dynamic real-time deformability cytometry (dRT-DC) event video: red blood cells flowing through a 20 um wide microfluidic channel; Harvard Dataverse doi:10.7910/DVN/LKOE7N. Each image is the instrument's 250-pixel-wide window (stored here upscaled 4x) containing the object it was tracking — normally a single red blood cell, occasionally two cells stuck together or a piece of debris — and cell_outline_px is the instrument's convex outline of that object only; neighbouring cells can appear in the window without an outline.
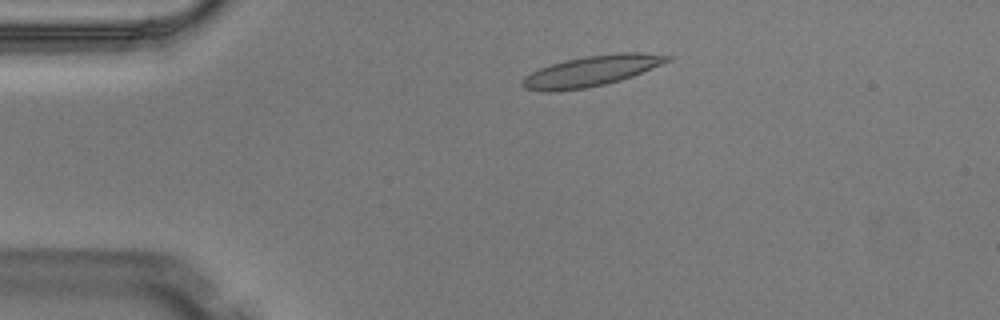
{"species": "Egyptian fruit bat (a non-hibernating species)", "species_latin": "Rousettus aegyptiacus", "temperature_condition": "warm", "stored_images_in_passage": 3, "camera_frame_rate_fps": 3000, "um_per_image_px": 0.085, "animal": {"sex": "male"}, "frame": {"image": 1, "passage_image": 2, "time_ms": 0.333, "image_size_px": [1000, 320], "cell_outline_px": [[672, 60], [632, 76], [620, 80], [604, 84], [584, 88], [548, 92], [540, 92], [524, 88], [520, 84], [524, 76], [540, 68], [564, 60], [584, 56], [616, 52], [644, 52], [672, 56]], "centroid_in_image_um": [50.26, 6.02], "position_along_channel_um": 34.7, "area_um2": 25.89}}
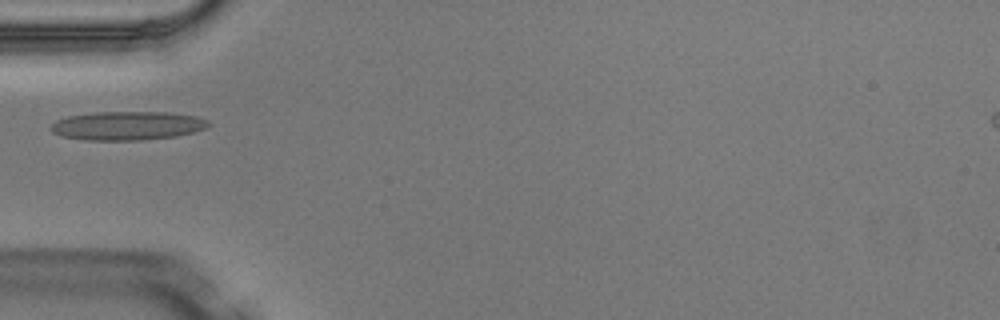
{"frame": {"image": 2, "passage_image": 3, "time_ms": 0.667, "image_size_px": [1000, 320], "cell_outline_px": [[212, 124], [204, 128], [192, 132], [176, 136], [140, 140], [84, 140], [60, 136], [52, 132], [48, 128], [56, 120], [68, 116], [96, 112], [172, 112], [196, 116], [208, 120]], "centroid_in_image_um": [10.8, 10.68], "position_along_channel_um": 74.2, "area_um2": 26.53}}